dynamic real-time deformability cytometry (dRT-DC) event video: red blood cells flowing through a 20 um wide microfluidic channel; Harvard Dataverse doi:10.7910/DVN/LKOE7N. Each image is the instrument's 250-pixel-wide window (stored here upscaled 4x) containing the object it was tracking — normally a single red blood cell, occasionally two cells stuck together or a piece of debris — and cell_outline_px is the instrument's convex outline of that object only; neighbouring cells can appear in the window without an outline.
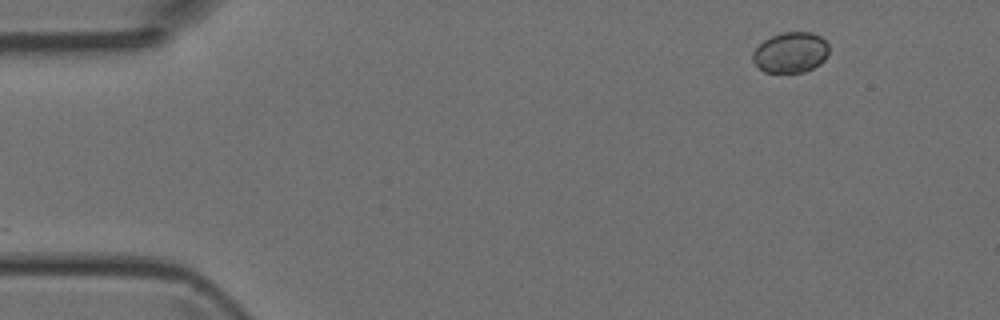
{"species": "Egyptian fruit bat (a non-hibernating species)", "species_latin": "Rousettus aegyptiacus", "temperature_condition": "room temperature", "stored_images_in_passage": 43, "camera_frame_rate_fps": 3000, "um_per_image_px": 0.085, "animal": {"sex": "female"}, "frame": {"image": 1, "passage_image": 1, "time_ms": 0.0, "image_size_px": [1000, 320], "cell_outline_px": [[828, 56], [820, 64], [804, 72], [764, 72], [752, 60], [752, 52], [764, 40], [772, 36], [784, 32], [812, 32], [820, 36], [828, 44]], "centroid_in_image_um": [67.21, 4.46], "position_along_channel_um": 17.8, "area_um2": 17.98}}
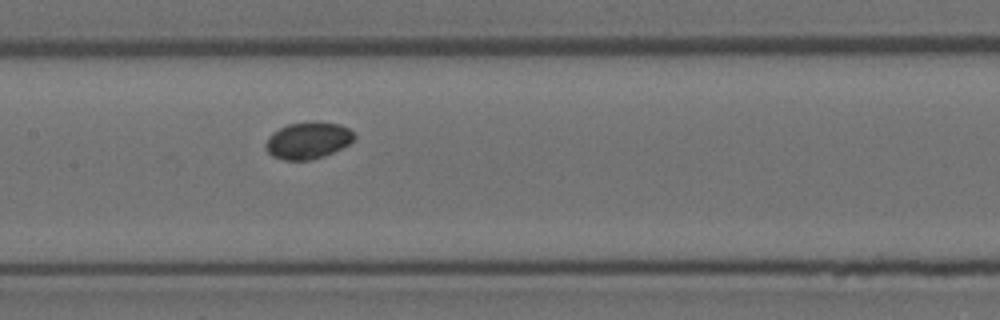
{"frame": {"image": 2, "passage_image": 19, "time_ms": 6.0, "image_size_px": [1000, 320], "cell_outline_px": [[356, 136], [348, 144], [324, 156], [312, 160], [284, 160], [272, 156], [268, 152], [264, 144], [280, 128], [288, 124], [340, 124], [348, 128]], "centroid_in_image_um": [26.18, 11.99], "position_along_channel_um": 181.2, "area_um2": 18.09}}
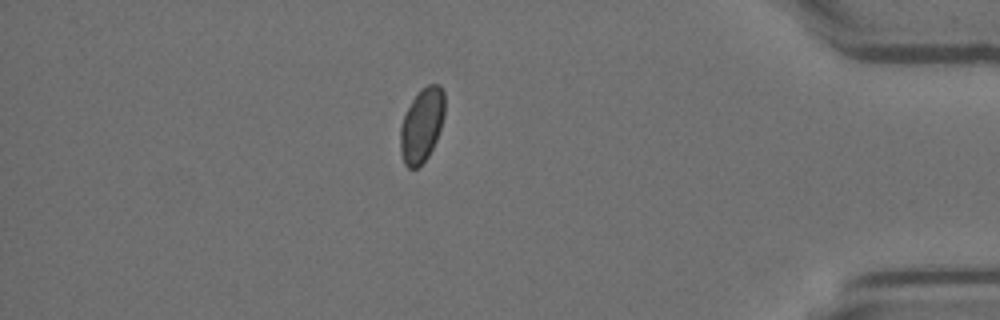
{"frame": {"image": 3, "passage_image": 37, "time_ms": 12.0, "image_size_px": [1000, 320], "cell_outline_px": [[444, 116], [436, 140], [428, 156], [416, 168], [408, 168], [404, 164], [400, 152], [400, 128], [404, 116], [412, 100], [420, 88], [428, 84], [440, 84], [444, 92]], "centroid_in_image_um": [35.85, 10.61], "position_along_channel_um": 399.4, "area_um2": 19.07}}